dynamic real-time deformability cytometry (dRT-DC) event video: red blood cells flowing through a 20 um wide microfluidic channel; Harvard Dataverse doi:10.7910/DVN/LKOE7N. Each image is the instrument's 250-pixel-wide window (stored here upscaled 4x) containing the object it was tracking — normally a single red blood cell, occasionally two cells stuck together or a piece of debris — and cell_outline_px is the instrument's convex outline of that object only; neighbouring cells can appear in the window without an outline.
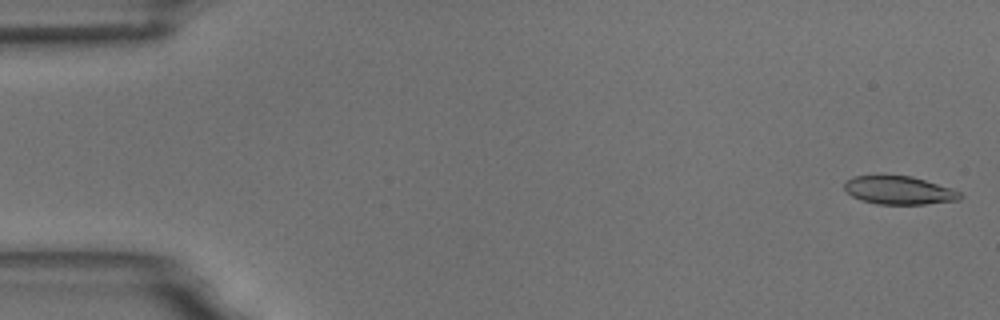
{"species": "common noctule bat (a hibernating species)", "species_latin": "Nyctalus noctula", "temperature_condition": "room temperature", "stored_images_in_passage": 6, "segment_of_instrument_passage": [1, 2], "camera_frame_rate_fps": 3000, "um_per_image_px": 0.085, "animal": {"sex": "male", "body_mass_g": 18.8}, "frame": {"image": 1, "passage_image": 1, "time_ms": 0.0, "image_size_px": [1000, 320], "cell_outline_px": [[964, 196], [960, 200], [924, 204], [876, 204], [860, 200], [852, 196], [844, 188], [844, 184], [852, 176], [912, 176], [952, 188], [960, 192]], "centroid_in_image_um": [76.45, 16.18], "position_along_channel_um": 8.6, "area_um2": 19.02}}
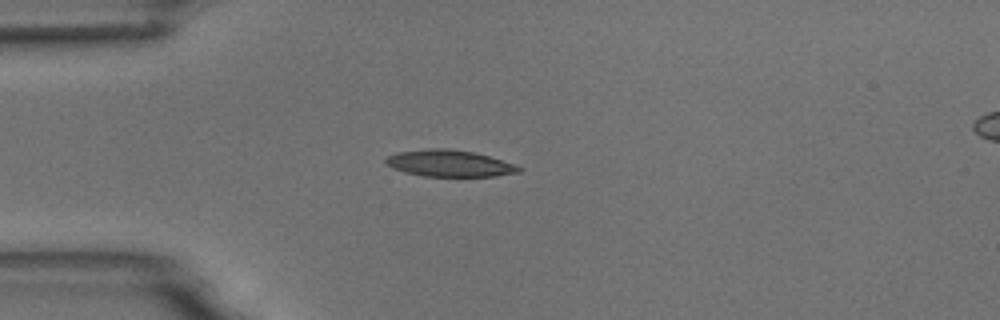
{"frame": {"image": 2, "passage_image": 5, "time_ms": 4.333, "image_size_px": [1000, 320], "cell_outline_px": [[524, 168], [520, 172], [496, 176], [424, 176], [404, 172], [392, 168], [384, 164], [384, 160], [388, 156], [396, 152], [428, 148], [448, 148], [476, 152]], "centroid_in_image_um": [38.15, 13.88], "position_along_channel_um": 46.8, "area_um2": 20.75}}